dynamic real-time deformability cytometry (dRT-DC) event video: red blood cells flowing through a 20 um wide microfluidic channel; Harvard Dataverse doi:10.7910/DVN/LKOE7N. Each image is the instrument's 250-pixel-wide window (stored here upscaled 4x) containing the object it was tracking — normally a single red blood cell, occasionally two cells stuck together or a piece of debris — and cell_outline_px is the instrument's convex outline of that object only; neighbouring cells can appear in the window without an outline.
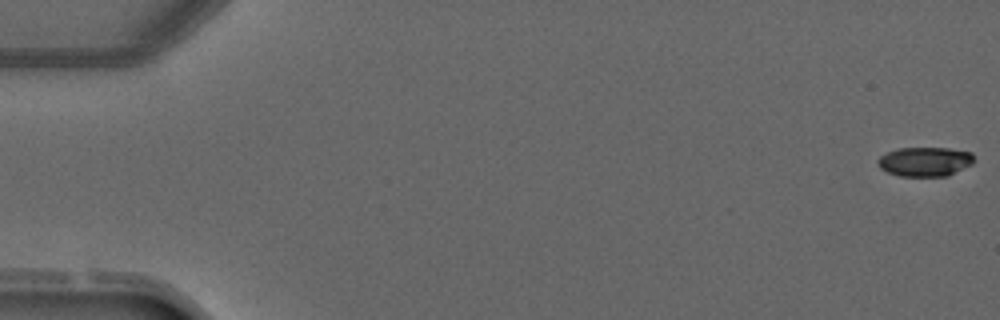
{"species": "common noctule bat (a hibernating species)", "species_latin": "Nyctalus noctula", "temperature_condition": "warm", "stored_images_in_passage": 4, "camera_frame_rate_fps": 3000, "um_per_image_px": 0.085, "animal": {"sex": "male", "forearm_length_mm": 52.5}, "frame": {"image": 1, "passage_image": 1, "time_ms": 0.0, "image_size_px": [1000, 320], "cell_outline_px": [[972, 164], [948, 176], [900, 176], [888, 172], [880, 168], [876, 164], [876, 160], [880, 156], [896, 148], [948, 148], [972, 152]], "centroid_in_image_um": [78.58, 13.74], "position_along_channel_um": 6.4, "area_um2": 16.47}}
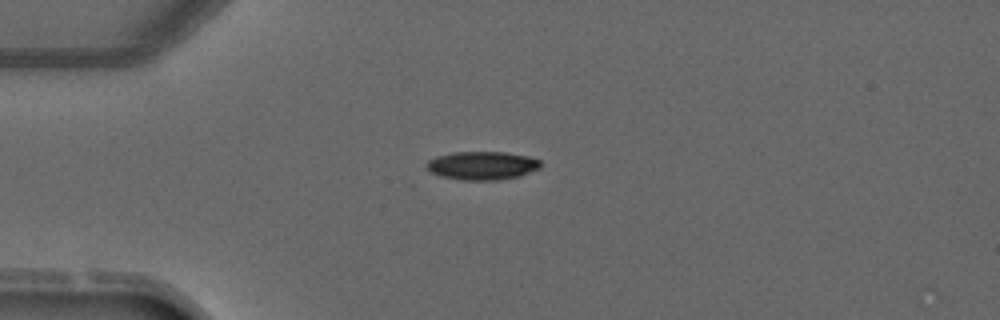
{"frame": {"image": 2, "passage_image": 4, "time_ms": 3.667, "image_size_px": [1000, 320], "cell_outline_px": [[540, 168], [520, 176], [496, 180], [464, 180], [440, 176], [432, 172], [424, 164], [428, 160], [436, 156], [452, 152], [504, 152], [528, 156], [540, 160]], "centroid_in_image_um": [40.97, 14.07], "position_along_channel_um": 44.0, "area_um2": 18.84}}